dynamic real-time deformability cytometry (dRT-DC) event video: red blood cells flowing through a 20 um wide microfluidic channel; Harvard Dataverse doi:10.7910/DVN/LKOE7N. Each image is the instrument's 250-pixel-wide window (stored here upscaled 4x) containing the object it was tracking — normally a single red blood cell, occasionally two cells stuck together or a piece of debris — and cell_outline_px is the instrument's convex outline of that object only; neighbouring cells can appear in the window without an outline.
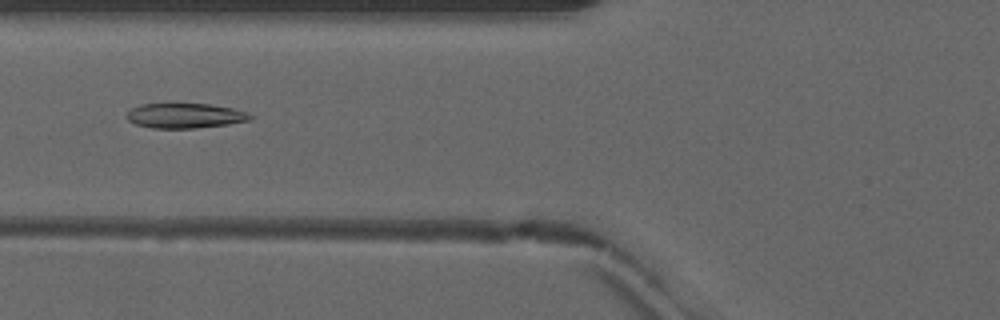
{"species": "common noctule bat (a hibernating species)", "species_latin": "Nyctalus noctula", "temperature_condition": "warm", "stored_images_in_passage": 30, "camera_frame_rate_fps": 3000, "um_per_image_px": 0.085, "animal": {"sex": "male", "forearm_length_mm": 52.5}, "frame": {"image": 1, "passage_image": 4, "time_ms": 1.0, "image_size_px": [1000, 320], "cell_outline_px": [[252, 116], [248, 120], [228, 124], [196, 128], [152, 128], [136, 124], [128, 120], [124, 116], [132, 108], [140, 104], [208, 104], [232, 108], [248, 112]], "centroid_in_image_um": [15.69, 9.83], "position_along_channel_um": 110.1, "area_um2": 17.8}}
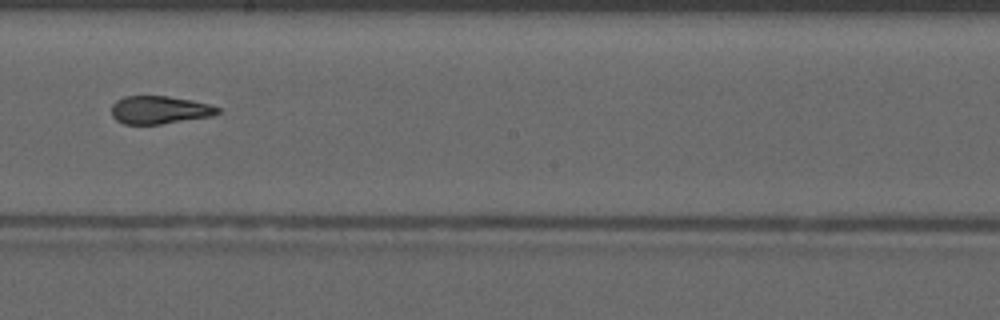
{"frame": {"image": 2, "passage_image": 13, "time_ms": 4.0, "image_size_px": [1000, 320], "cell_outline_px": [[220, 112], [212, 116], [160, 124], [124, 124], [116, 120], [112, 116], [112, 104], [116, 100], [124, 96], [168, 96], [192, 100], [208, 104], [220, 108]], "centroid_in_image_um": [13.54, 9.34], "position_along_channel_um": 234.7, "area_um2": 17.28}}
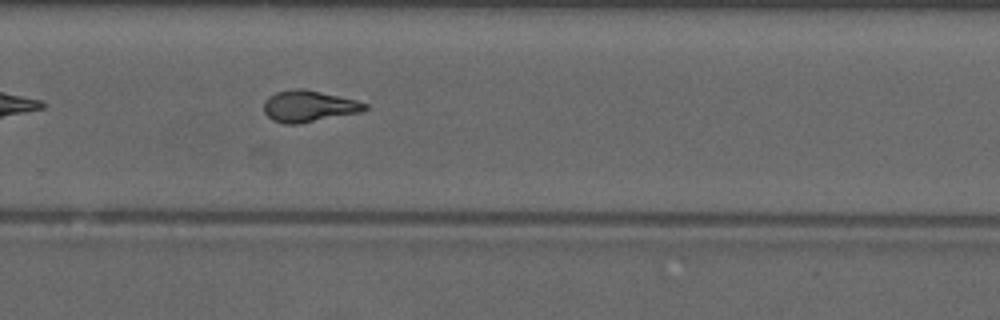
{"frame": {"image": 3, "passage_image": 18, "time_ms": 5.667, "image_size_px": [1000, 320], "cell_outline_px": [[368, 108], [364, 112], [300, 124], [284, 124], [272, 120], [264, 112], [264, 100], [268, 96], [276, 92], [292, 88], [304, 88], [356, 100], [368, 104]], "centroid_in_image_um": [26.26, 9.03], "position_along_channel_um": 303.5, "area_um2": 18.9}, "authors_computed_cell_mechanics": {"area_um2": 17.8891, "velocity_mm_per_s": 4.1477, "shape_relaxation_time_tau1_ms": 9.1954, "shape_relaxation_time_tau2_ms": 1.3674, "deformation_change_tau1": 0.2762, "deformation_change_tau2": 0.0945}}